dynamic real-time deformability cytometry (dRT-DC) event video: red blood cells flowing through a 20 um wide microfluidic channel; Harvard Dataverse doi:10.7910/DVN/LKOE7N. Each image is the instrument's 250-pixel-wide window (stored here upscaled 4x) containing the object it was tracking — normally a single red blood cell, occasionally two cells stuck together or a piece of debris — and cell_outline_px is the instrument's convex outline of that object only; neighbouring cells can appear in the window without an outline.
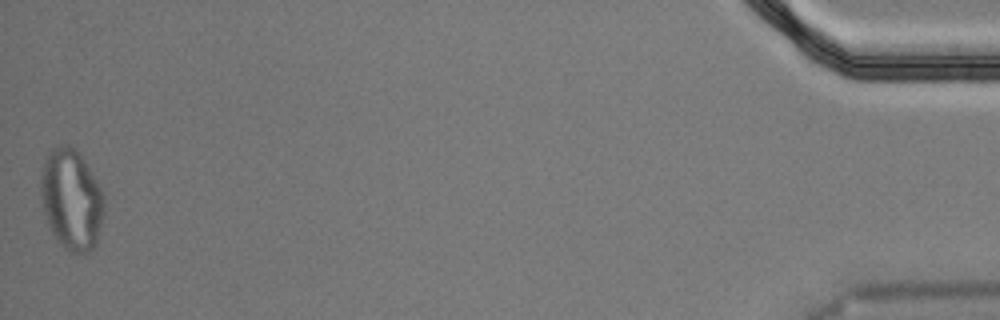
{"species": "Egyptian fruit bat (a non-hibernating species)", "species_latin": "Rousettus aegyptiacus", "temperature_condition": "cold", "stored_images_in_passage": 42, "segment_of_instrument_passage": [2, 2], "camera_frame_rate_fps": 3000, "um_per_image_px": 0.085, "animal": {"sex": "male"}, "frame": {"image": 1, "passage_image": 42, "time_ms": 13.667, "image_size_px": [1000, 320], "cell_outline_px": [[104, 216], [96, 244], [88, 252], [68, 252], [60, 244], [52, 232], [48, 224], [44, 212], [40, 192], [40, 180], [44, 164], [52, 148], [60, 144], [72, 144], [84, 160], [104, 192]], "centroid_in_image_um": [6.09, 16.95], "position_along_channel_um": 429.1, "area_um2": 37.34}}